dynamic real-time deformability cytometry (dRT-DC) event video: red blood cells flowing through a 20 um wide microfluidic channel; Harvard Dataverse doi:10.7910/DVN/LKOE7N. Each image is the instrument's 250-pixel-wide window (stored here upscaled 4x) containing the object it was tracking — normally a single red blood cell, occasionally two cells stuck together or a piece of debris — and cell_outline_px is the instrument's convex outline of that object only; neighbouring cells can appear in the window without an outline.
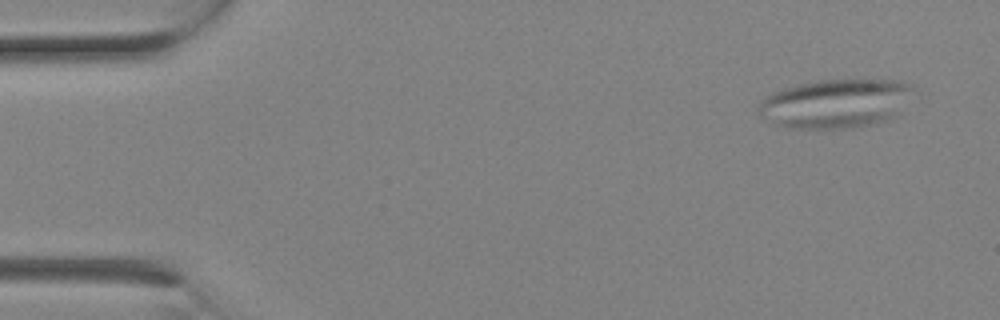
{"species": "Egyptian fruit bat (a non-hibernating species)", "species_latin": "Rousettus aegyptiacus", "temperature_condition": "room temperature", "stored_images_in_passage": 2, "camera_frame_rate_fps": 3000, "um_per_image_px": 0.085, "animal": {"sex": "female"}, "frame": {"image": 1, "passage_image": 1, "time_ms": 0.0, "image_size_px": [1000, 320], "cell_outline_px": [[920, 88], [896, 116], [888, 120], [876, 124], [860, 128], [788, 128], [764, 120], [760, 116], [760, 104], [772, 92], [784, 88], [816, 80], [896, 80], [912, 84]], "centroid_in_image_um": [71.14, 8.8], "position_along_channel_um": 13.9, "area_um2": 44.74}}